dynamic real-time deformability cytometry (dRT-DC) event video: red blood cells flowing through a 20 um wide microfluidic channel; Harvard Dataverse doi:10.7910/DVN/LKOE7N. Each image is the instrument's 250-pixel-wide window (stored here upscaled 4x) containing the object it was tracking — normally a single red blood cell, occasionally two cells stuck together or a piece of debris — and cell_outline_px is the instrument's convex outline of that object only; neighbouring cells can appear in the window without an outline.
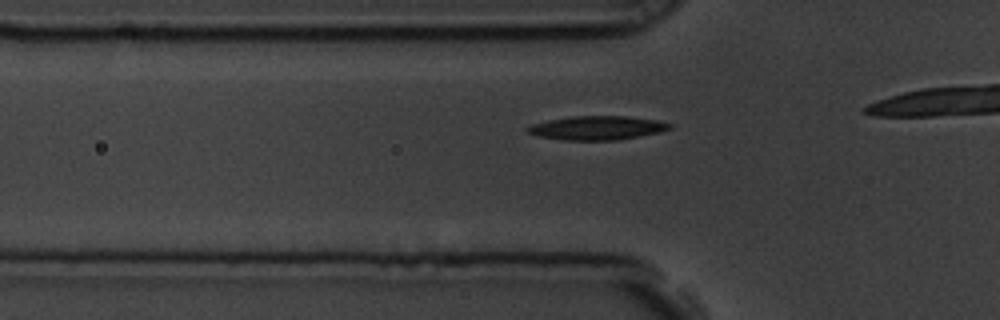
{"species": "common noctule bat (a hibernating species)", "species_latin": "Nyctalus noctula", "temperature_condition": "room temperature", "stored_images_in_passage": 15, "camera_frame_rate_fps": 3000, "um_per_image_px": 0.085, "animal": {"sex": "male", "body_mass_g": 19.5, "forearm_length_mm": 54.6}, "frame": {"image": 1, "passage_image": 5, "time_ms": 1.333, "image_size_px": [1000, 320], "cell_outline_px": [[672, 128], [660, 132], [616, 140], [564, 140], [540, 136], [528, 132], [524, 128], [532, 124], [548, 120], [572, 116], [628, 116], [656, 120], [672, 124]], "centroid_in_image_um": [50.75, 10.86], "position_along_channel_um": 75.0, "area_um2": 19.65}}
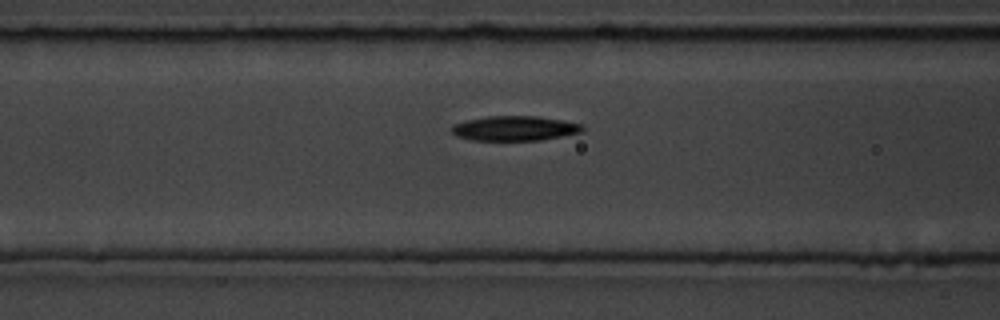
{"frame": {"image": 2, "passage_image": 9, "time_ms": 2.667, "image_size_px": [1000, 320], "cell_outline_px": [[584, 132], [564, 136], [540, 140], [472, 140], [456, 136], [452, 132], [452, 124], [464, 120], [488, 116], [536, 116], [584, 124]], "centroid_in_image_um": [43.76, 10.91], "position_along_channel_um": 122.8, "area_um2": 19.02}}